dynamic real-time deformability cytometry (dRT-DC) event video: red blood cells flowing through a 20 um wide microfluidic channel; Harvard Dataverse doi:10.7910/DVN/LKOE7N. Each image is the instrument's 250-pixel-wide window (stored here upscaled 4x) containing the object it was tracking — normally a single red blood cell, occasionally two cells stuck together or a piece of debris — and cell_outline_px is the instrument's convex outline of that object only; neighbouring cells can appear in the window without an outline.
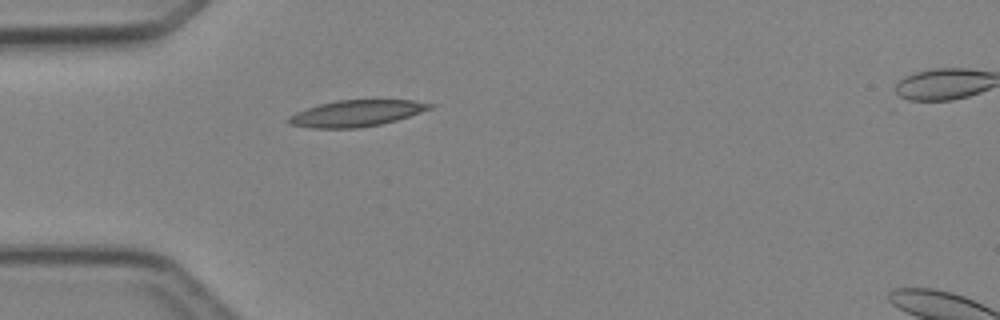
{"species": "Egyptian fruit bat (a non-hibernating species)", "species_latin": "Rousettus aegyptiacus", "temperature_condition": "cold", "stored_images_in_passage": 2, "camera_frame_rate_fps": 3000, "um_per_image_px": 0.085, "animal": {"sex": "female"}, "frame": {"image": 1, "passage_image": 1, "time_ms": 0.0, "image_size_px": [1000, 320], "cell_outline_px": [[436, 104], [432, 108], [396, 120], [380, 124], [360, 128], [312, 128], [288, 124], [284, 120], [288, 116], [296, 112], [320, 104], [336, 100], [412, 100]], "centroid_in_image_um": [30.25, 9.63], "position_along_channel_um": 54.7, "area_um2": 21.68}}